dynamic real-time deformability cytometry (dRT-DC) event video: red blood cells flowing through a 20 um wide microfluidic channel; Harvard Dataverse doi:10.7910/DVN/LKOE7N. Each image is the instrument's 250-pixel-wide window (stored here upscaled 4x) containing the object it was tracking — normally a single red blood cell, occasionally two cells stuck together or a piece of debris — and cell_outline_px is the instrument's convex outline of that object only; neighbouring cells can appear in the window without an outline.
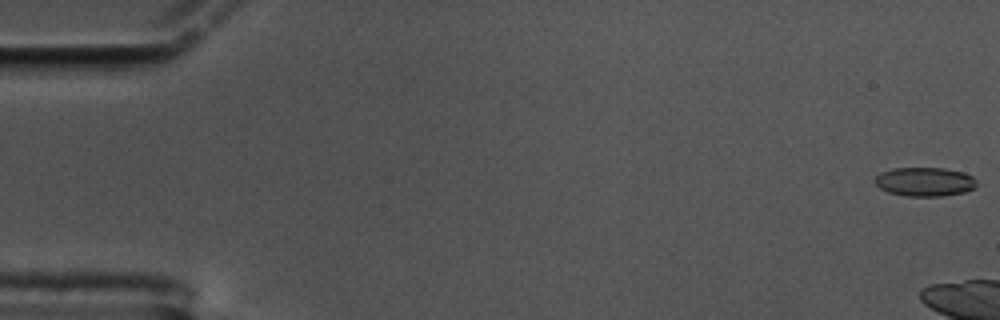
{"species": "common noctule bat (a hibernating species)", "species_latin": "Nyctalus noctula", "temperature_condition": "cold", "stored_images_in_passage": 6, "camera_frame_rate_fps": 3000, "um_per_image_px": 0.085, "animal": {"sex": "male", "body_mass_g": 17.5, "forearm_length_mm": 52.3}, "frame": {"image": 1, "passage_image": 1, "time_ms": 0.0, "image_size_px": [1000, 320], "cell_outline_px": [[976, 188], [964, 192], [940, 196], [908, 196], [888, 192], [880, 188], [876, 184], [876, 176], [880, 172], [892, 168], [944, 168], [964, 172], [972, 176], [976, 180]], "centroid_in_image_um": [78.62, 15.44], "position_along_channel_um": 6.4, "area_um2": 17.17}}